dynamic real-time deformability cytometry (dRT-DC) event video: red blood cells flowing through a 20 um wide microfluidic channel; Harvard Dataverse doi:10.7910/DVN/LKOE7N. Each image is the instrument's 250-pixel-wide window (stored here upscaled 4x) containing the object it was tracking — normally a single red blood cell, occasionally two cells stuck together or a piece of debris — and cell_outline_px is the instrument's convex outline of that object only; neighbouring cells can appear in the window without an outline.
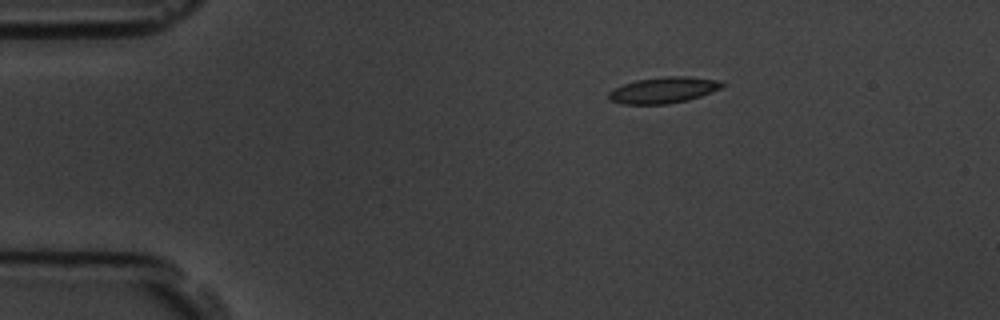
{"species": "common noctule bat (a hibernating species)", "species_latin": "Nyctalus noctula", "temperature_condition": "room temperature", "stored_images_in_passage": 7, "camera_frame_rate_fps": 3000, "um_per_image_px": 0.085, "animal": {"sex": "male", "body_mass_g": 19.5, "forearm_length_mm": 54.6}, "frame": {"image": 1, "passage_image": 1, "time_ms": 0.0, "image_size_px": [1000, 320], "cell_outline_px": [[728, 84], [712, 92], [688, 100], [668, 104], [620, 104], [608, 100], [608, 92], [624, 84], [636, 80], [664, 76], [688, 76], [724, 80]], "centroid_in_image_um": [56.45, 7.65], "position_along_channel_um": 28.6, "area_um2": 17.57}}
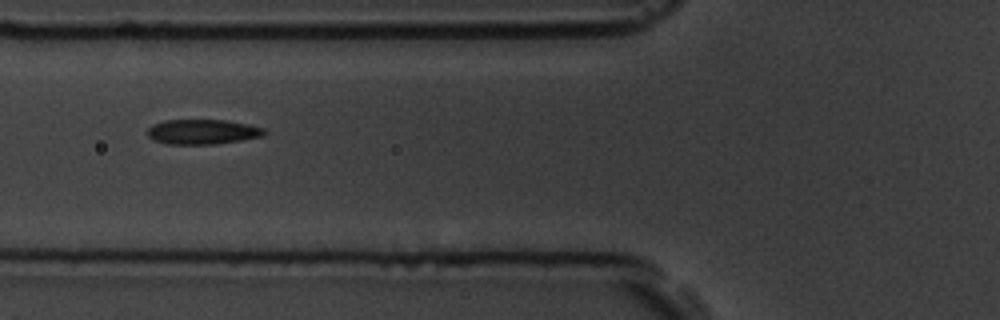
{"frame": {"image": 2, "passage_image": 4, "time_ms": 3.667, "image_size_px": [1000, 320], "cell_outline_px": [[268, 132], [264, 136], [216, 144], [168, 144], [152, 140], [148, 136], [148, 128], [152, 124], [164, 120], [224, 120], [248, 124], [264, 128]], "centroid_in_image_um": [17.22, 11.2], "position_along_channel_um": 108.6, "area_um2": 17.05}}
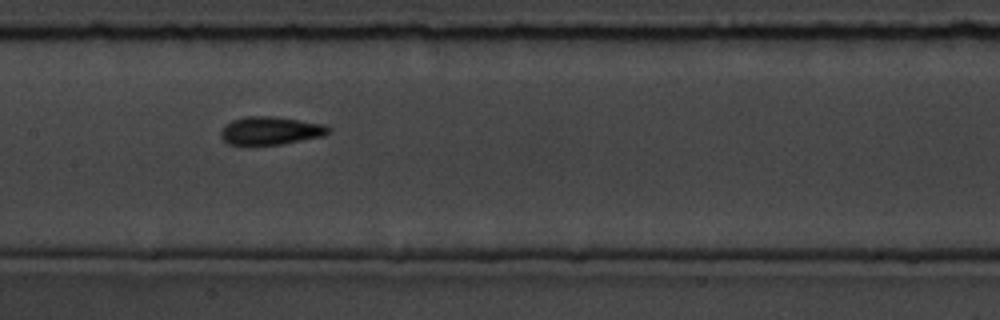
{"frame": {"image": 3, "passage_image": 6, "time_ms": 5.667, "image_size_px": [1000, 320], "cell_outline_px": [[332, 132], [324, 136], [280, 144], [248, 148], [228, 144], [220, 136], [220, 132], [224, 124], [232, 120], [244, 116], [272, 116], [324, 124], [332, 128]], "centroid_in_image_um": [22.94, 11.14], "position_along_channel_um": 184.5, "area_um2": 18.38}}